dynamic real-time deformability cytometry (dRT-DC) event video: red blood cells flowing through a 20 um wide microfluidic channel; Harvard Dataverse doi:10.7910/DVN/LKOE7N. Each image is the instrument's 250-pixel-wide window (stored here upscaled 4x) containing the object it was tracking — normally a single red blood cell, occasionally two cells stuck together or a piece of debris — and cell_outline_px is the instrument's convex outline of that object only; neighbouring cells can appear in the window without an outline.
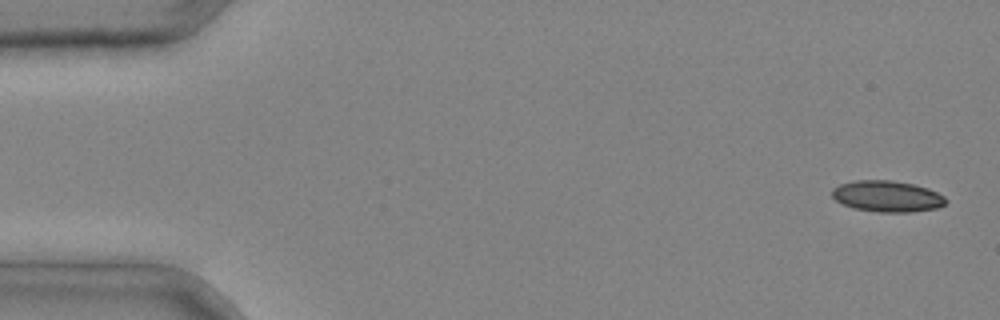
{"species": "common noctule bat (a hibernating species)", "species_latin": "Nyctalus noctula", "temperature_condition": "cold", "stored_images_in_passage": 3, "camera_frame_rate_fps": 3000, "um_per_image_px": 0.085, "animal": {"sex": "male", "body_mass_g": 20.4}, "frame": {"image": 1, "passage_image": 1, "time_ms": 0.0, "image_size_px": [1000, 320], "cell_outline_px": [[948, 200], [944, 204], [936, 208], [912, 212], [880, 212], [852, 208], [836, 200], [832, 196], [832, 188], [840, 184], [856, 180], [892, 180], [916, 184], [928, 188], [944, 196]], "centroid_in_image_um": [75.42, 16.68], "position_along_channel_um": 9.6, "area_um2": 20.75}}
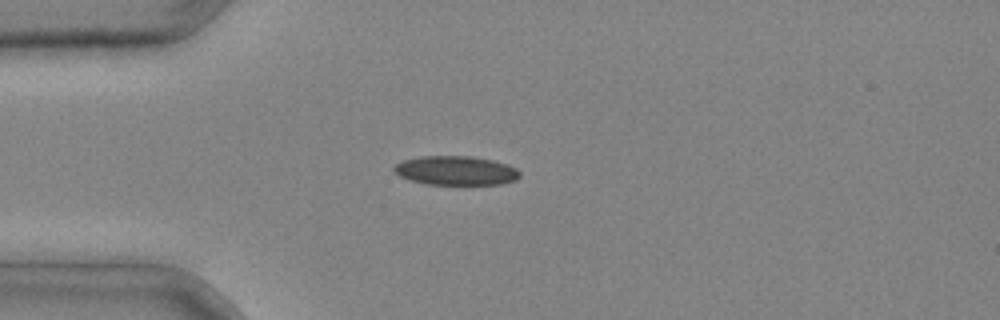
{"frame": {"image": 2, "passage_image": 3, "time_ms": 0.667, "image_size_px": [1000, 320], "cell_outline_px": [[520, 176], [516, 180], [500, 184], [424, 184], [400, 176], [392, 172], [392, 168], [396, 164], [404, 160], [420, 156], [472, 156], [492, 160], [508, 164], [516, 168], [520, 172]], "centroid_in_image_um": [38.74, 14.49], "position_along_channel_um": 46.3, "area_um2": 21.39}}